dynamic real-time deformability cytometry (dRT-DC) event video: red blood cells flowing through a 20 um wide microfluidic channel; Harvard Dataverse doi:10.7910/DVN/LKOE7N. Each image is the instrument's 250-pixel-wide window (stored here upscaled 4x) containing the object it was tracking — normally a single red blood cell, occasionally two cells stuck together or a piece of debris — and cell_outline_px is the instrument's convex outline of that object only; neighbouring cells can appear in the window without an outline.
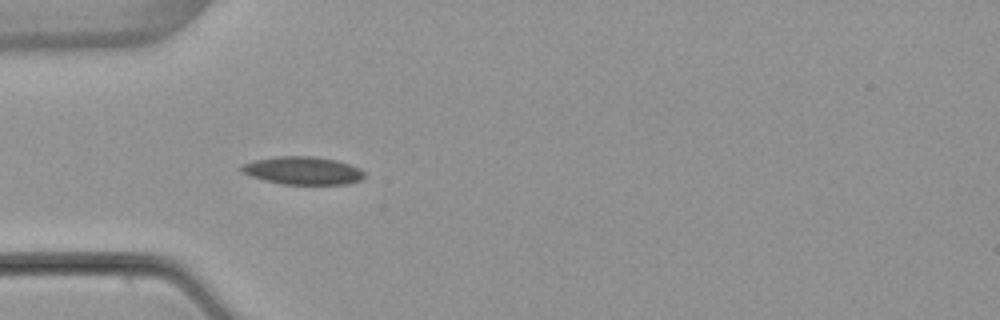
{"species": "common noctule bat (a hibernating species)", "species_latin": "Nyctalus noctula", "temperature_condition": "warm", "stored_images_in_passage": 5, "camera_frame_rate_fps": 3000, "um_per_image_px": 0.085, "animal": {"sex": "female", "body_mass_g": 22.7, "forearm_length_mm": 54.2}, "frame": {"image": 1, "passage_image": 5, "time_ms": 5.0, "image_size_px": [1000, 320], "cell_outline_px": [[364, 176], [360, 180], [348, 184], [280, 184], [264, 180], [240, 172], [240, 168], [244, 164], [252, 160], [280, 156], [316, 156], [336, 160], [360, 168], [364, 172]], "centroid_in_image_um": [25.73, 14.5], "position_along_channel_um": 59.3, "area_um2": 20.0}}